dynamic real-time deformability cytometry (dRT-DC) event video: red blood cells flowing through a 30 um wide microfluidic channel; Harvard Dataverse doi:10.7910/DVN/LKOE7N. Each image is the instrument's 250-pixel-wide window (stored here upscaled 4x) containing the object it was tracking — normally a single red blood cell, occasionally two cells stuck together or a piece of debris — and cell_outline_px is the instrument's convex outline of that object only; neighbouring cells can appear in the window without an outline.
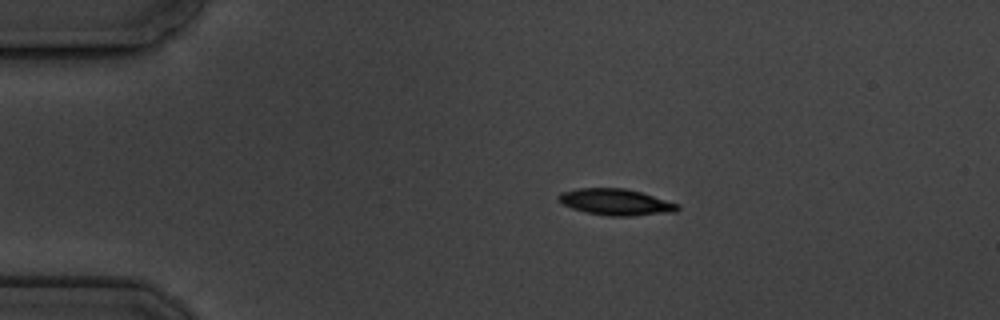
{"species": "common noctule bat (a hibernating species)", "species_latin": "Nyctalus noctula", "temperature_condition": "cold", "stored_images_in_passage": 6, "camera_frame_rate_fps": 3000, "um_per_image_px": 0.085, "animal": {"sex": "male", "body_mass_g": 19.5, "forearm_length_mm": 54.6}, "frame": {"image": 1, "passage_image": 1, "time_ms": 0.0, "image_size_px": [1000, 320], "cell_outline_px": [[680, 208], [676, 212], [632, 216], [608, 216], [588, 212], [572, 208], [564, 204], [556, 196], [560, 192], [576, 188], [624, 188], [640, 192], [680, 204]], "centroid_in_image_um": [52.37, 17.17], "position_along_channel_um": 32.6, "area_um2": 18.26}}
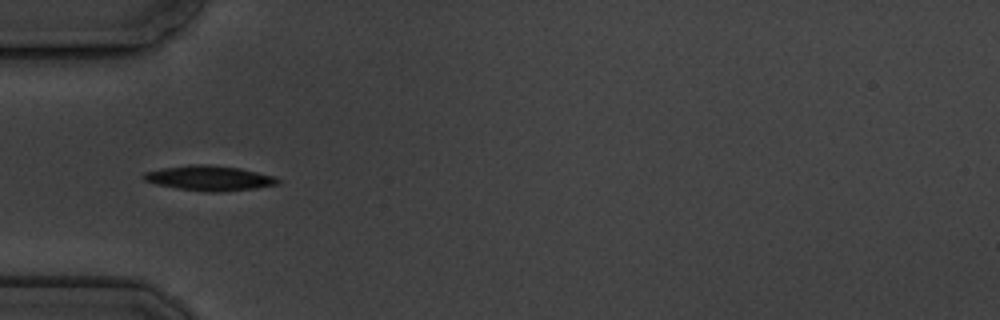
{"frame": {"image": 2, "passage_image": 3, "time_ms": 2.333, "image_size_px": [1000, 320], "cell_outline_px": [[280, 184], [256, 188], [224, 192], [208, 192], [176, 188], [156, 184], [144, 180], [140, 176], [144, 172], [160, 168], [188, 164], [208, 164], [240, 168], [276, 176], [280, 180]], "centroid_in_image_um": [17.79, 15.13], "position_along_channel_um": 67.2, "area_um2": 19.88}}
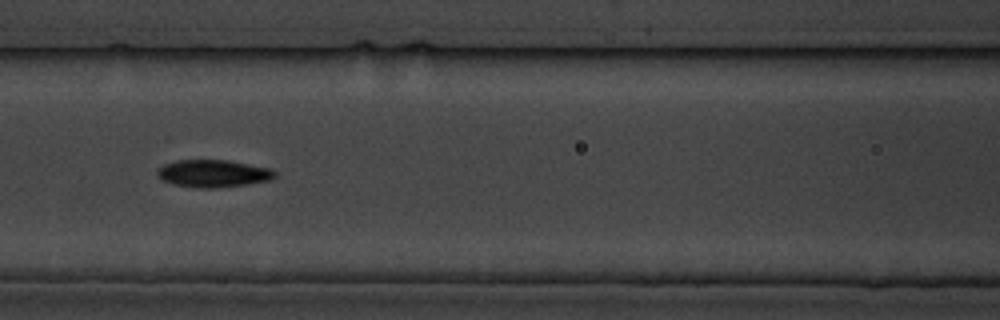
{"frame": {"image": 3, "passage_image": 5, "time_ms": 4.667, "image_size_px": [1000, 320], "cell_outline_px": [[276, 176], [268, 180], [248, 184], [216, 188], [200, 188], [172, 184], [156, 176], [156, 172], [164, 164], [180, 160], [228, 160], [272, 168], [276, 172]], "centroid_in_image_um": [18.14, 14.74], "position_along_channel_um": 148.5, "area_um2": 18.79}}